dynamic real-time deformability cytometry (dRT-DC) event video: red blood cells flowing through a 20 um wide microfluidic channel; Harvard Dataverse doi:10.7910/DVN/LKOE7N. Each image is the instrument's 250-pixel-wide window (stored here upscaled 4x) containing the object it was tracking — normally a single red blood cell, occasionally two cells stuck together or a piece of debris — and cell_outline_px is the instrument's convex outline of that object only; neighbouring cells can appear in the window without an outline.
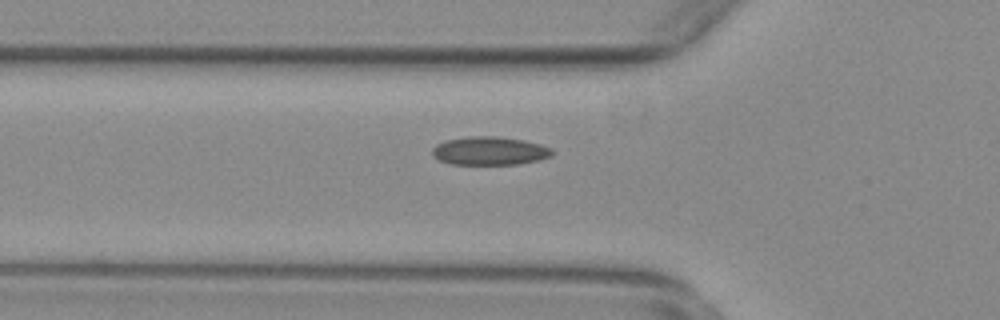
{"species": "common noctule bat (a hibernating species)", "species_latin": "Nyctalus noctula", "temperature_condition": "warm", "stored_images_in_passage": 39, "camera_frame_rate_fps": 3000, "um_per_image_px": 0.085, "animal": {"sex": "female", "body_mass_g": 29.2, "forearm_length_mm": 56.3}, "frame": {"image": 1, "passage_image": 3, "time_ms": 0.667, "image_size_px": [1000, 320], "cell_outline_px": [[556, 152], [552, 156], [536, 160], [516, 164], [452, 164], [440, 160], [432, 152], [432, 148], [436, 144], [444, 140], [468, 136], [496, 136], [524, 140], [540, 144], [552, 148]], "centroid_in_image_um": [41.64, 12.81], "position_along_channel_um": 84.2, "area_um2": 19.83}}
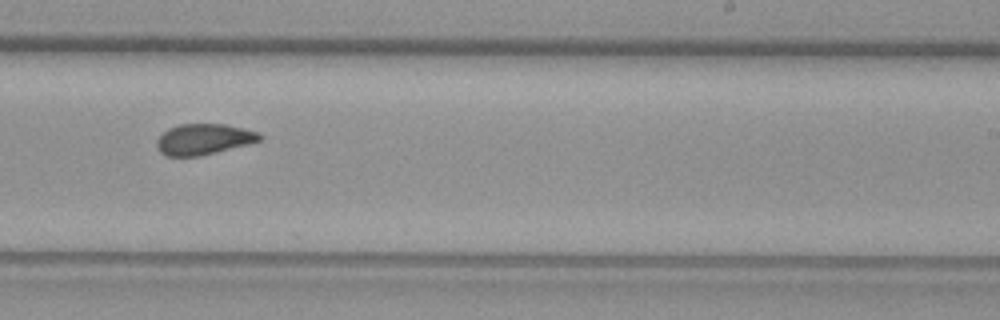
{"frame": {"image": 2, "passage_image": 18, "time_ms": 5.667, "image_size_px": [1000, 320], "cell_outline_px": [[264, 136], [260, 140], [248, 144], [200, 156], [168, 156], [160, 152], [156, 148], [156, 140], [168, 128], [180, 124], [224, 124], [244, 128], [256, 132]], "centroid_in_image_um": [17.29, 11.83], "position_along_channel_um": 271.7, "area_um2": 18.44}}
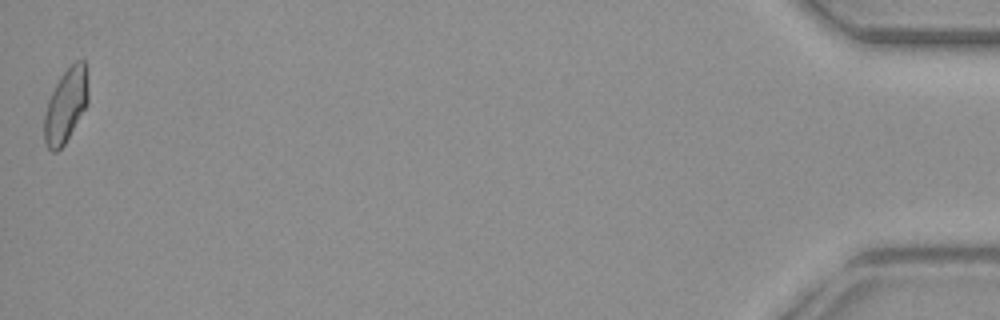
{"frame": {"image": 3, "passage_image": 39, "time_ms": 12.667, "image_size_px": [1000, 320], "cell_outline_px": [[88, 104], [64, 144], [56, 152], [52, 152], [48, 148], [44, 140], [44, 116], [48, 100], [60, 76], [76, 60], [84, 60], [88, 92]], "centroid_in_image_um": [5.58, 8.98], "position_along_channel_um": 429.6, "area_um2": 18.67}, "authors_computed_cell_mechanics": {"area_um2": 18.6694, "velocity_mm_per_s": 3.7439, "shape_relaxation_time_tau1_ms": null, "shape_relaxation_time_tau2_ms": 1.7417, "deformation_change_tau1": null, "deformation_change_tau2": 0.0755}}